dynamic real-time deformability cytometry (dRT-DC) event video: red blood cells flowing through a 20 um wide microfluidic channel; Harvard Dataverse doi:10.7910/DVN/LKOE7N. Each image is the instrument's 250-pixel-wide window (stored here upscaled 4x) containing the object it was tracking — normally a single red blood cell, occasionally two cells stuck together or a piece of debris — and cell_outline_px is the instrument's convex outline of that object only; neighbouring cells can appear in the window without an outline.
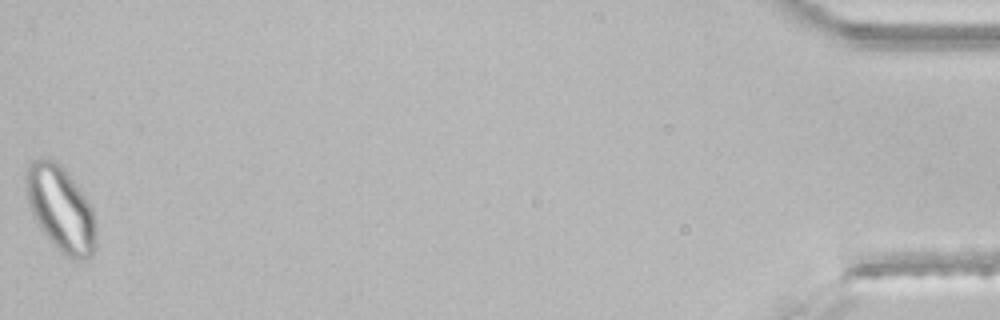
{"species": "common noctule bat (a hibernating species)", "species_latin": "Nyctalus noctula", "temperature_condition": "room temperature", "stored_images_in_passage": 46, "segment_of_instrument_passage": [2, 2], "camera_frame_rate_fps": 3000, "um_per_image_px": 0.085, "animal": {"sex": "male", "body_mass_g": 21.5, "forearm_length_mm": 52.0}, "frame": {"image": 1, "passage_image": 46, "time_ms": 15.0, "image_size_px": [1000, 320], "cell_outline_px": [[96, 248], [92, 256], [88, 260], [72, 260], [60, 252], [40, 228], [32, 212], [28, 200], [28, 164], [32, 160], [48, 156], [56, 160], [60, 164], [84, 196], [92, 208], [96, 228]], "centroid_in_image_um": [5.21, 17.79], "position_along_channel_um": 430.0, "area_um2": 34.39}}